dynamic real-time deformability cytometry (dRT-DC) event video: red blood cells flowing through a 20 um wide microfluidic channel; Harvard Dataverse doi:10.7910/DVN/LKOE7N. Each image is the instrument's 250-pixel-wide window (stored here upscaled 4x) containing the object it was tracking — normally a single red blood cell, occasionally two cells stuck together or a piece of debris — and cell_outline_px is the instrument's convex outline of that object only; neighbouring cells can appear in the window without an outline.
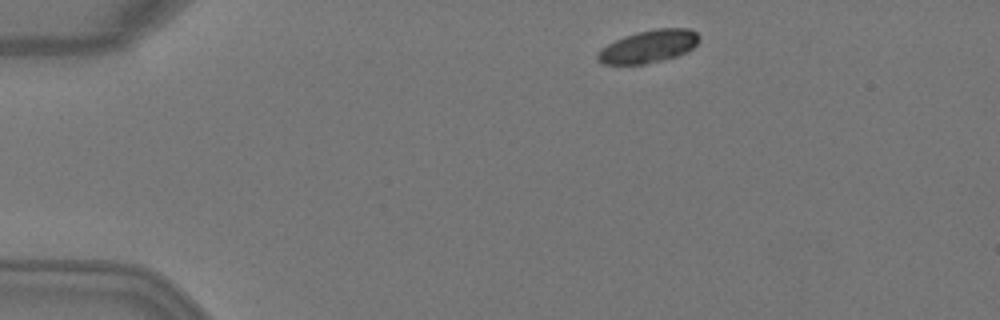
{"species": "Egyptian fruit bat (a non-hibernating species)", "species_latin": "Rousettus aegyptiacus", "temperature_condition": "warm", "stored_images_in_passage": 4, "camera_frame_rate_fps": 3000, "um_per_image_px": 0.085, "animal": {"sex": "female"}, "frame": {"image": 1, "passage_image": 1, "time_ms": 0.0, "image_size_px": [1000, 320], "cell_outline_px": [[700, 40], [688, 52], [676, 56], [644, 64], [604, 64], [596, 60], [596, 56], [608, 44], [624, 36], [636, 32], [656, 28], [688, 28], [696, 32], [700, 36]], "centroid_in_image_um": [55.16, 3.93], "position_along_channel_um": 29.8, "area_um2": 19.19}}
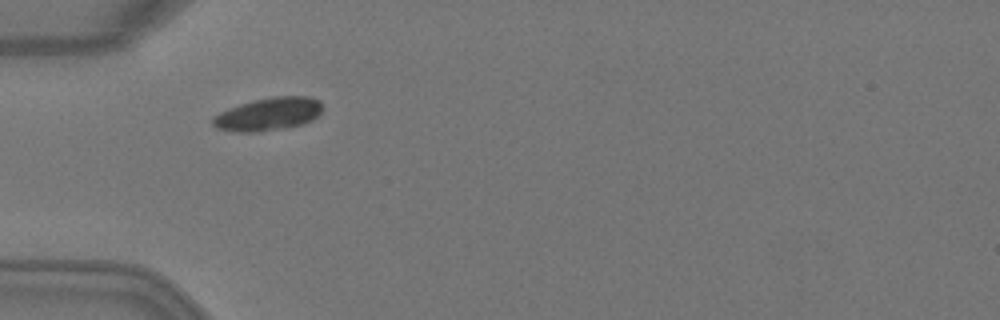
{"frame": {"image": 2, "passage_image": 3, "time_ms": 0.667, "image_size_px": [1000, 320], "cell_outline_px": [[320, 112], [312, 120], [300, 124], [260, 132], [236, 132], [216, 128], [212, 124], [212, 116], [220, 112], [240, 104], [272, 96], [308, 96], [320, 100]], "centroid_in_image_um": [22.77, 9.7], "position_along_channel_um": 62.2, "area_um2": 20.81}}
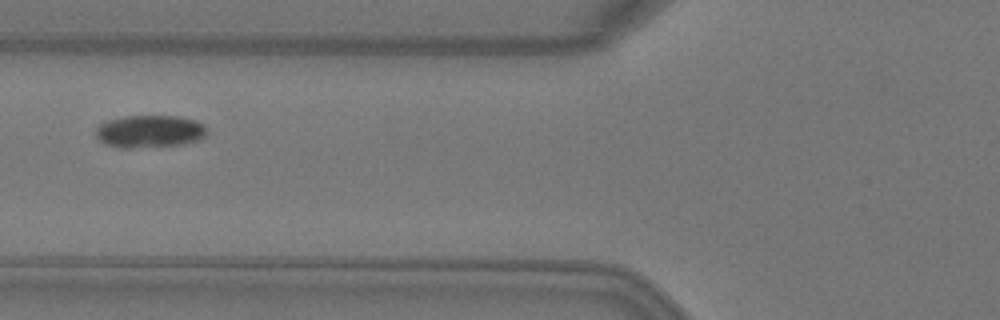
{"frame": {"image": 3, "passage_image": 4, "time_ms": 1.0, "image_size_px": [1000, 320], "cell_outline_px": [[208, 132], [200, 140], [184, 144], [128, 148], [120, 148], [104, 144], [96, 136], [96, 128], [100, 124], [108, 120], [124, 116], [176, 116], [196, 120], [204, 124], [208, 128]], "centroid_in_image_um": [12.75, 11.17], "position_along_channel_um": 113.1, "area_um2": 21.21}}